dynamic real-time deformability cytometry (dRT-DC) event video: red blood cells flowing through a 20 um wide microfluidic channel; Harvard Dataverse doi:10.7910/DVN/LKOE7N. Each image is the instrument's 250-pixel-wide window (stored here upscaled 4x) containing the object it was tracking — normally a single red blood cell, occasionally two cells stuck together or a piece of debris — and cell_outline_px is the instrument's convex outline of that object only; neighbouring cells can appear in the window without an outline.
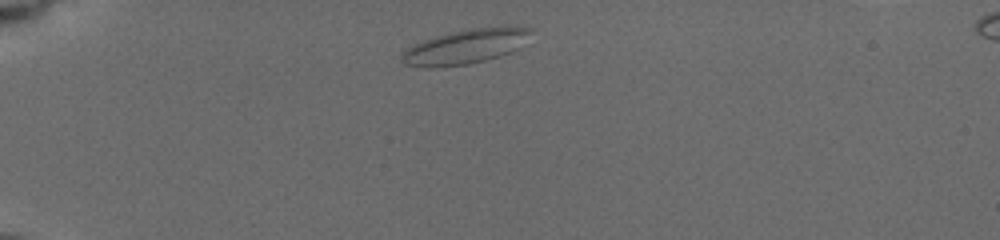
{"species": "common noctule bat (a hibernating species)", "species_latin": "Nyctalus noctula", "temperature_condition": "cold", "stored_images_in_passage": 4, "camera_frame_rate_fps": 3000, "um_per_image_px": 0.085, "animal": {"sex": "female", "body_mass_g": 19.5, "forearm_length_mm": 54.1}, "frame": {"image": 1, "passage_image": 1, "time_ms": 0.0, "image_size_px": [1000, 240], "cell_outline_px": [[532, 32], [512, 52], [500, 56], [468, 64], [436, 68], [428, 68], [404, 64], [400, 60], [400, 56], [408, 48], [424, 40], [436, 36], [452, 32], [472, 28], [508, 24], [512, 24], [532, 28]], "centroid_in_image_um": [39.6, 3.94], "position_along_channel_um": 45.4, "area_um2": 26.18}}
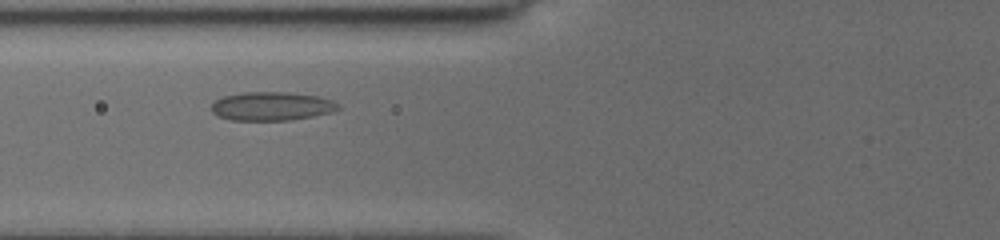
{"frame": {"image": 2, "passage_image": 4, "time_ms": 2.667, "image_size_px": [1000, 240], "cell_outline_px": [[340, 108], [332, 112], [292, 120], [232, 120], [216, 116], [212, 112], [212, 104], [216, 100], [224, 96], [240, 92], [288, 92], [320, 96], [332, 100], [340, 104]], "centroid_in_image_um": [23.11, 9.02], "position_along_channel_um": 102.7, "area_um2": 21.33}}